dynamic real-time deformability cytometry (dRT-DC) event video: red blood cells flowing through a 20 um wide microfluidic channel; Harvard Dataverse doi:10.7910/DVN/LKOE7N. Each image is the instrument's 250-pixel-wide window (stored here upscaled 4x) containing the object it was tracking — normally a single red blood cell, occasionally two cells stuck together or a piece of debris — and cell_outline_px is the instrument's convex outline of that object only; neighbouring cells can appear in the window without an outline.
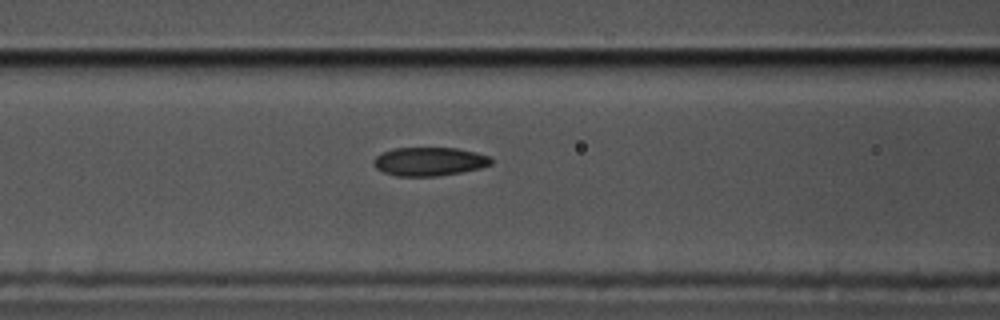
{"species": "common noctule bat (a hibernating species)", "species_latin": "Nyctalus noctula", "temperature_condition": "cold", "stored_images_in_passage": 41, "segment_of_instrument_passage": [1, 2], "camera_frame_rate_fps": 3000, "um_per_image_px": 0.085, "animal": {"sex": "male", "body_mass_g": 17.5, "forearm_length_mm": 52.3}, "frame": {"image": 1, "passage_image": 6, "time_ms": 1.667, "image_size_px": [1000, 320], "cell_outline_px": [[492, 164], [480, 168], [460, 172], [436, 176], [396, 176], [384, 172], [376, 168], [372, 160], [376, 156], [392, 148], [456, 148], [476, 152], [488, 156], [492, 160]], "centroid_in_image_um": [36.48, 13.72], "position_along_channel_um": 130.1, "area_um2": 19.48}}
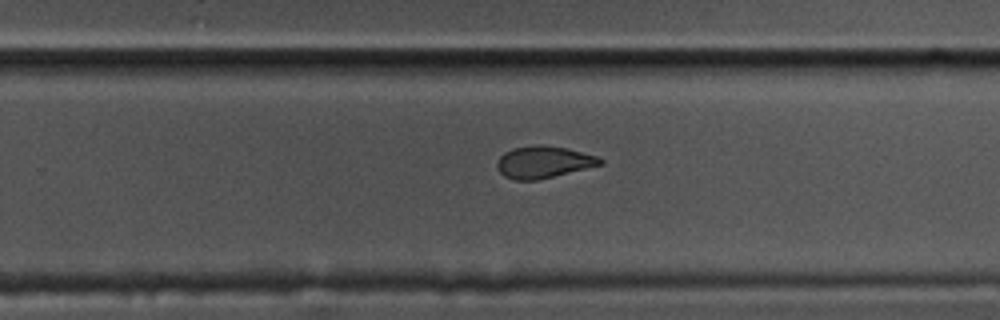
{"frame": {"image": 2, "passage_image": 19, "time_ms": 6.0, "image_size_px": [1000, 320], "cell_outline_px": [[604, 164], [536, 180], [516, 180], [504, 176], [496, 168], [496, 160], [504, 152], [512, 148], [536, 144], [540, 144], [568, 148], [596, 156], [604, 160]], "centroid_in_image_um": [46.17, 13.76], "position_along_channel_um": 283.6, "area_um2": 19.31}}
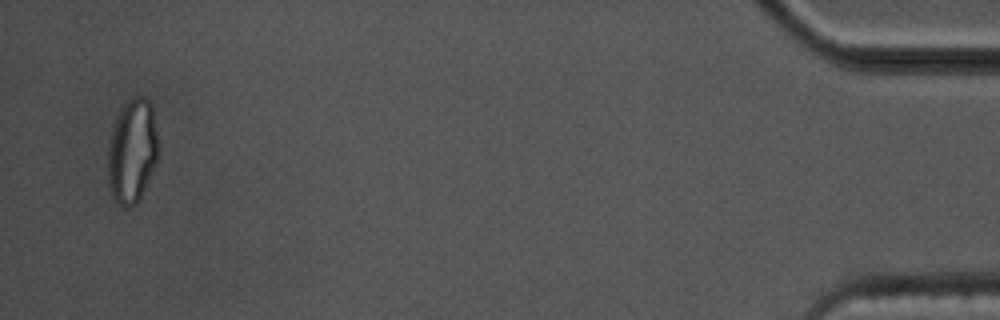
{"frame": {"image": 3, "passage_image": 38, "time_ms": 12.333, "image_size_px": [1000, 320], "cell_outline_px": [[156, 160], [140, 200], [136, 204], [128, 208], [124, 208], [116, 200], [112, 192], [108, 180], [108, 144], [112, 124], [120, 108], [132, 96], [144, 96], [152, 104], [156, 132]], "centroid_in_image_um": [11.2, 12.8], "position_along_channel_um": 424.0, "area_um2": 30.46}}